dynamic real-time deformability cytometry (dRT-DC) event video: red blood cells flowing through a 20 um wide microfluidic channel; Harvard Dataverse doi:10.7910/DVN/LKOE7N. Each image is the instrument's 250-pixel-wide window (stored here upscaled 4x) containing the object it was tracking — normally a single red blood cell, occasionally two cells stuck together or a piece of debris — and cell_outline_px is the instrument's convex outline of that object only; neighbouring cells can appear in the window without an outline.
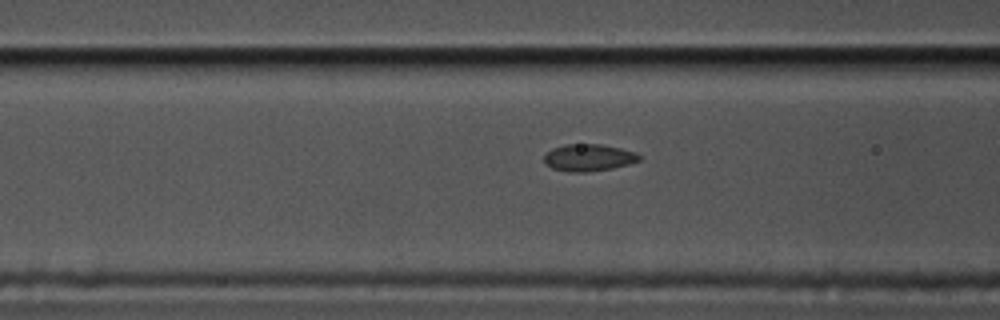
{"species": "common noctule bat (a hibernating species)", "species_latin": "Nyctalus noctula", "temperature_condition": "cold", "stored_images_in_passage": 42, "camera_frame_rate_fps": 3000, "um_per_image_px": 0.085, "animal": {"sex": "male", "body_mass_g": 17.5, "forearm_length_mm": 52.3}, "frame": {"image": 1, "passage_image": 8, "time_ms": 2.333, "image_size_px": [1000, 320], "cell_outline_px": [[640, 160], [628, 164], [612, 168], [584, 172], [568, 172], [552, 168], [544, 164], [544, 156], [552, 148], [564, 144], [600, 144], [620, 148], [636, 152], [640, 156]], "centroid_in_image_um": [50.0, 13.39], "position_along_channel_um": 116.6, "area_um2": 14.97}}
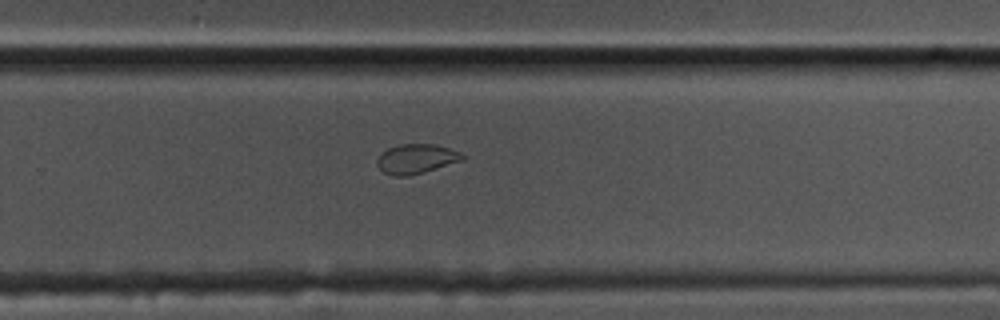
{"frame": {"image": 2, "passage_image": 23, "time_ms": 7.333, "image_size_px": [1000, 320], "cell_outline_px": [[464, 160], [424, 172], [408, 176], [392, 176], [384, 172], [376, 164], [376, 160], [380, 152], [388, 148], [400, 144], [436, 144], [460, 152], [464, 156]], "centroid_in_image_um": [35.35, 13.5], "position_along_channel_um": 294.4, "area_um2": 14.8}}
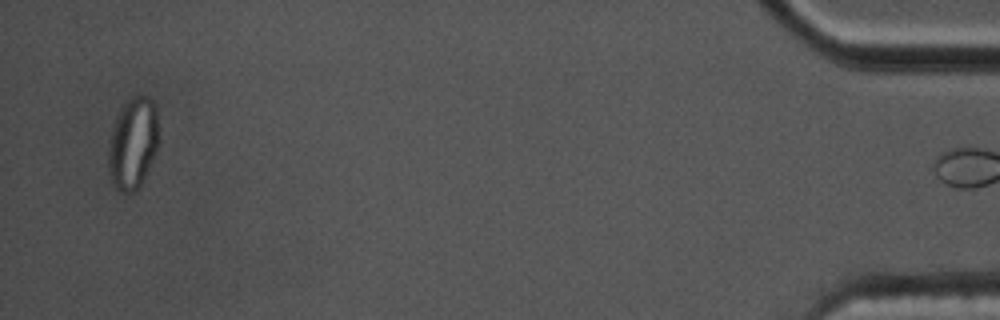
{"frame": {"image": 3, "passage_image": 41, "time_ms": 13.333, "image_size_px": [1000, 320], "cell_outline_px": [[156, 148], [148, 168], [140, 184], [132, 192], [120, 192], [112, 184], [108, 168], [108, 144], [112, 128], [116, 116], [124, 104], [132, 96], [148, 96], [156, 104]], "centroid_in_image_um": [11.24, 12.16], "position_along_channel_um": 424.0, "area_um2": 26.3}}